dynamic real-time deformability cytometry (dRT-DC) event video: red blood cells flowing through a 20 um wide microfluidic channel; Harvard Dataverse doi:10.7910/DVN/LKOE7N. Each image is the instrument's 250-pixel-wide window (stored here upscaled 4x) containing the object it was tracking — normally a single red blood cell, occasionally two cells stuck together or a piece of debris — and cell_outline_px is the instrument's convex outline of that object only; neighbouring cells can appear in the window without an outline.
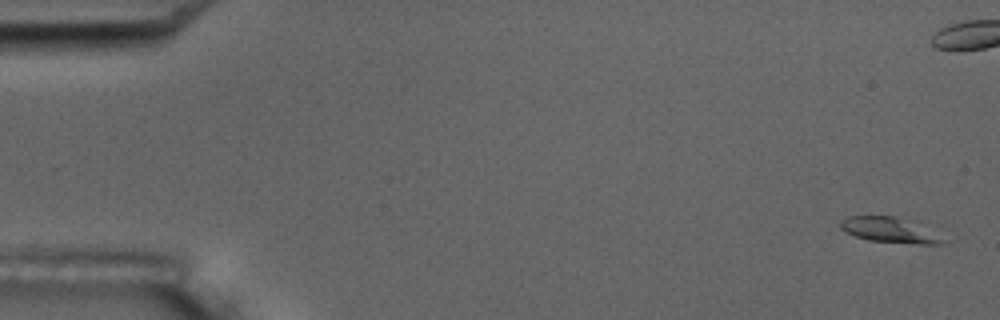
{"species": "common noctule bat (a hibernating species)", "species_latin": "Nyctalus noctula", "temperature_condition": "room temperature", "stored_images_in_passage": 5, "camera_frame_rate_fps": 3000, "um_per_image_px": 0.085, "animal": {"sex": "male", "body_mass_g": 17.5, "forearm_length_mm": 52.3}, "frame": {"image": 1, "passage_image": 1, "time_ms": 0.0, "image_size_px": [1000, 320], "cell_outline_px": [[944, 244], [920, 244], [868, 240], [844, 232], [840, 228], [840, 220], [844, 216], [896, 216], [908, 220], [944, 240]], "centroid_in_image_um": [75.47, 19.54], "position_along_channel_um": 9.5, "area_um2": 14.62}}